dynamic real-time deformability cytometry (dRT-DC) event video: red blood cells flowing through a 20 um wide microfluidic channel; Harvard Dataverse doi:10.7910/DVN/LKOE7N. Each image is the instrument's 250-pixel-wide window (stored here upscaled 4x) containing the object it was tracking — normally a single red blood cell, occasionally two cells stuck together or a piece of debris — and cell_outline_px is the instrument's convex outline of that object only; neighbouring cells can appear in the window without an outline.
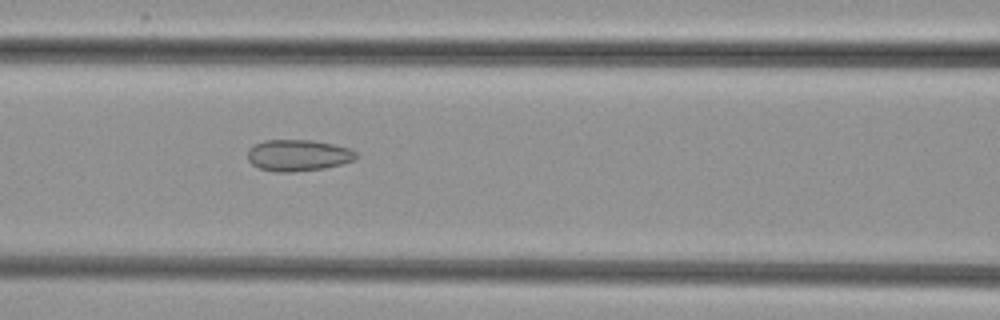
{"species": "common noctule bat (a hibernating species)", "species_latin": "Nyctalus noctula", "temperature_condition": "cold", "stored_images_in_passage": 25, "camera_frame_rate_fps": 3000, "um_per_image_px": 0.085, "animal": {"sex": "female", "body_mass_g": 29.2, "forearm_length_mm": 56.3}, "frame": {"image": 1, "passage_image": 9, "time_ms": 2.667, "image_size_px": [1000, 320], "cell_outline_px": [[356, 160], [324, 168], [292, 172], [276, 172], [260, 168], [252, 164], [248, 160], [248, 148], [264, 140], [312, 140], [332, 144], [348, 148], [356, 152]], "centroid_in_image_um": [25.32, 13.2], "position_along_channel_um": 141.3, "area_um2": 19.77}}
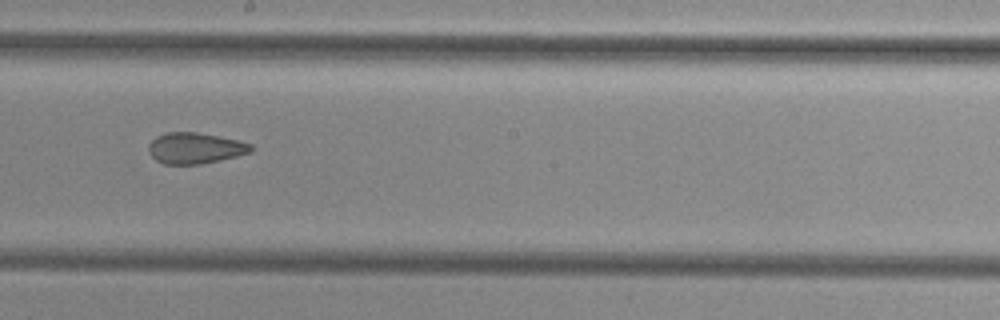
{"frame": {"image": 2, "passage_image": 16, "time_ms": 5.0, "image_size_px": [1000, 320], "cell_outline_px": [[252, 152], [220, 160], [200, 164], [164, 164], [156, 160], [148, 152], [148, 144], [156, 136], [168, 132], [196, 132], [236, 140], [252, 144]], "centroid_in_image_um": [16.55, 12.59], "position_along_channel_um": 231.6, "area_um2": 18.38}}
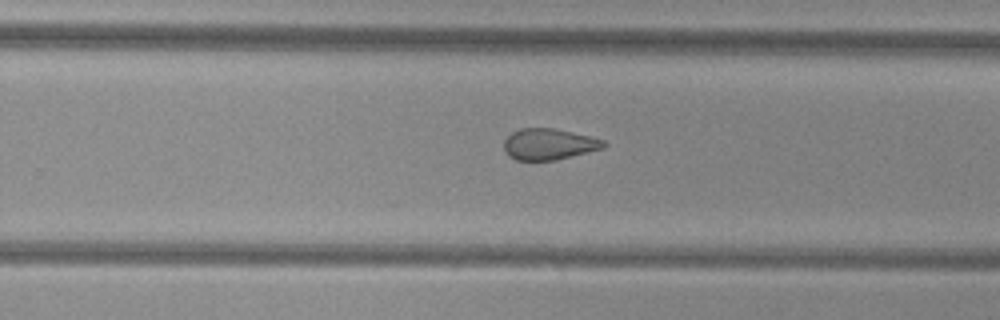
{"frame": {"image": 3, "passage_image": 20, "time_ms": 6.333, "image_size_px": [1000, 320], "cell_outline_px": [[608, 144], [604, 148], [556, 160], [516, 160], [508, 156], [504, 152], [504, 140], [512, 132], [520, 128], [552, 128], [592, 136], [604, 140]], "centroid_in_image_um": [46.66, 12.25], "position_along_channel_um": 283.1, "area_um2": 18.26}}